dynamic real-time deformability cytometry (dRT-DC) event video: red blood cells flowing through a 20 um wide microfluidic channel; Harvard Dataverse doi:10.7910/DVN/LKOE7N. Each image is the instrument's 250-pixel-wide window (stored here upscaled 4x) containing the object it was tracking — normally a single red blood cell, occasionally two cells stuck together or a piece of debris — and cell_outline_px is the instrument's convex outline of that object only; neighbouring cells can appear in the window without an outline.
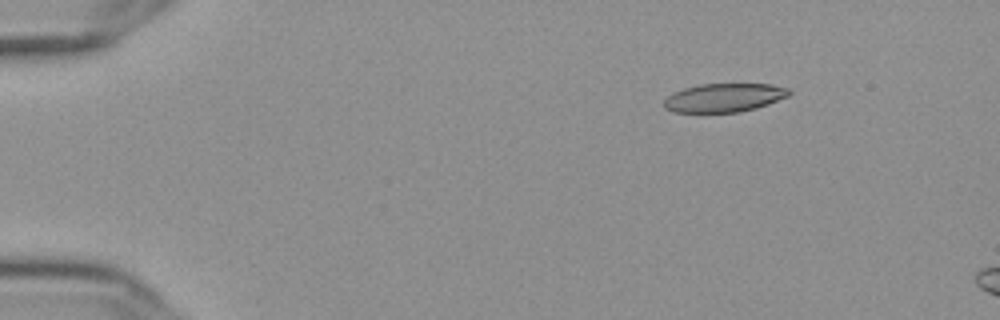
{"species": "Egyptian fruit bat (a non-hibernating species)", "species_latin": "Rousettus aegyptiacus", "temperature_condition": "cold", "stored_images_in_passage": 18, "camera_frame_rate_fps": 3000, "um_per_image_px": 0.085, "frame": {"image": 1, "passage_image": 8, "time_ms": 2.333, "image_size_px": [1000, 320], "cell_outline_px": [[792, 92], [788, 96], [768, 104], [756, 108], [740, 112], [672, 112], [664, 108], [664, 100], [668, 96], [684, 88], [700, 84], [772, 84], [788, 88]], "centroid_in_image_um": [61.56, 8.3], "position_along_channel_um": 23.4, "area_um2": 20.81}}